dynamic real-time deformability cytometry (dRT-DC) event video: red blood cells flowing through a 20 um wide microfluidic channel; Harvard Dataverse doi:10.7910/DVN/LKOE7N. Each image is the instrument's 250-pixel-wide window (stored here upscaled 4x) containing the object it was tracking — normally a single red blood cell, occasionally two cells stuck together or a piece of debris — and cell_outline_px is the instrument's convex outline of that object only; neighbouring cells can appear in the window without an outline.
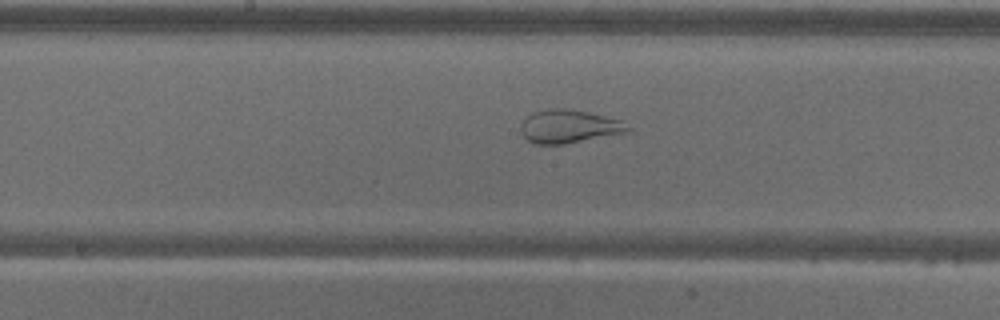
{"species": "common noctule bat (a hibernating species)", "species_latin": "Nyctalus noctula", "temperature_condition": "warm", "stored_images_in_passage": 58, "camera_frame_rate_fps": 3000, "um_per_image_px": 0.085, "animal": {"sex": "male", "body_mass_g": 18.8}, "frame": {"image": 1, "passage_image": 30, "time_ms": 9.667, "image_size_px": [1000, 320], "cell_outline_px": [[632, 128], [628, 132], [564, 144], [532, 144], [520, 132], [520, 124], [532, 112], [548, 108], [564, 108], [588, 112], [620, 120]], "centroid_in_image_um": [48.33, 10.75], "position_along_channel_um": 199.9, "area_um2": 20.75}}
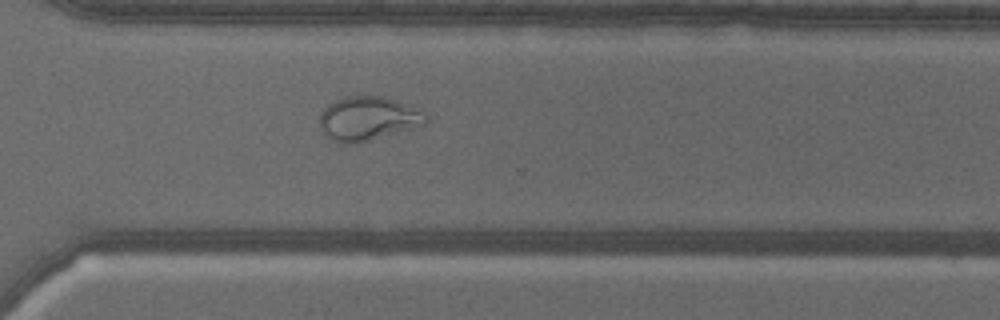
{"frame": {"image": 2, "passage_image": 42, "time_ms": 13.667, "image_size_px": [1000, 320], "cell_outline_px": [[428, 124], [356, 144], [348, 144], [332, 140], [320, 128], [320, 112], [328, 104], [344, 96], [384, 96], [420, 108], [424, 112], [428, 120]], "centroid_in_image_um": [31.31, 10.07], "position_along_channel_um": 339.3, "area_um2": 27.46}}
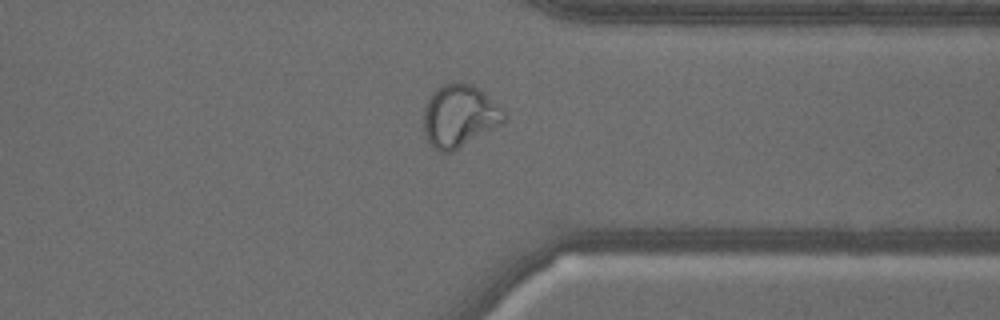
{"frame": {"image": 3, "passage_image": 45, "time_ms": 14.667, "image_size_px": [1000, 320], "cell_outline_px": [[508, 120], [452, 152], [440, 152], [432, 148], [428, 144], [424, 132], [424, 108], [432, 92], [436, 88], [452, 80], [456, 80], [472, 84], [480, 88], [504, 108], [508, 112]], "centroid_in_image_um": [39.08, 9.82], "position_along_channel_um": 372.3, "area_um2": 30.06}}